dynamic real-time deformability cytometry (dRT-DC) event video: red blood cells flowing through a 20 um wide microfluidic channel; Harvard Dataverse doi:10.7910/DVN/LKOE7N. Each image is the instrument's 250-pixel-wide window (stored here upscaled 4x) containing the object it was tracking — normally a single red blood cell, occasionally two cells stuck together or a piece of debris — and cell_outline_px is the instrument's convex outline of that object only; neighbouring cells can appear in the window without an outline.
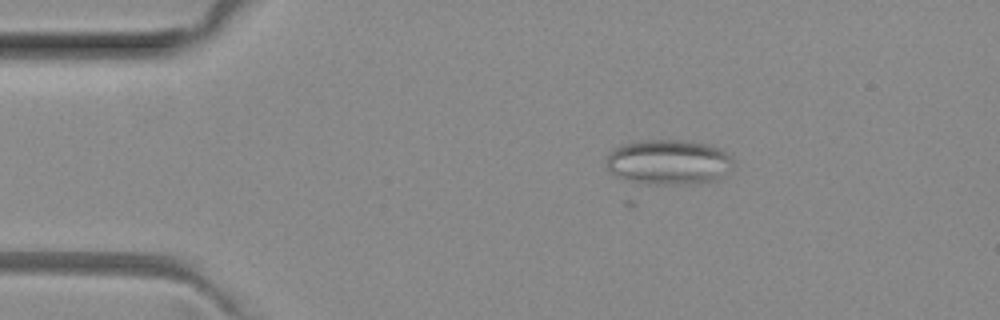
{"species": "common noctule bat (a hibernating species)", "species_latin": "Nyctalus noctula", "temperature_condition": "room temperature", "stored_images_in_passage": 44, "camera_frame_rate_fps": 3000, "um_per_image_px": 0.085, "animal": {"sex": "female", "body_mass_g": 29.2, "forearm_length_mm": 56.3}, "frame": {"image": 1, "passage_image": 2, "time_ms": 0.333, "image_size_px": [1000, 320], "cell_outline_px": [[736, 164], [724, 176], [716, 180], [688, 184], [652, 184], [628, 180], [616, 176], [608, 172], [604, 160], [616, 148], [624, 144], [640, 140], [680, 140], [708, 144], [720, 148]], "centroid_in_image_um": [56.83, 13.78], "position_along_channel_um": 28.2, "area_um2": 33.47}}
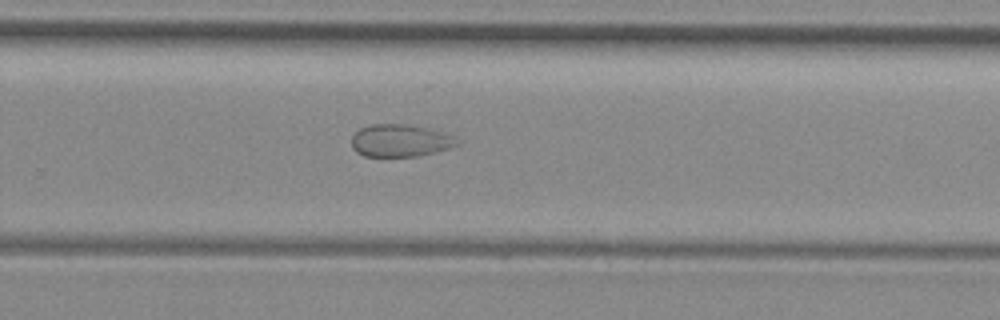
{"frame": {"image": 2, "passage_image": 26, "time_ms": 8.333, "image_size_px": [1000, 320], "cell_outline_px": [[460, 144], [436, 152], [416, 156], [364, 156], [356, 152], [352, 148], [352, 136], [360, 128], [372, 124], [404, 124], [444, 132], [456, 136], [460, 140]], "centroid_in_image_um": [34.04, 11.95], "position_along_channel_um": 295.8, "area_um2": 19.94}}
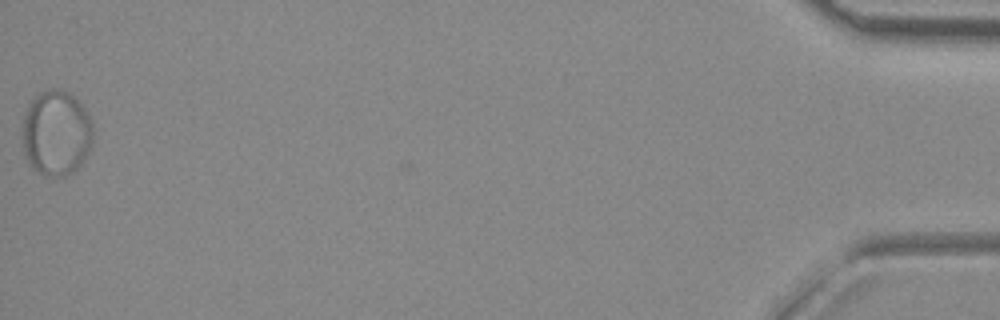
{"frame": {"image": 3, "passage_image": 44, "time_ms": 14.333, "image_size_px": [1000, 320], "cell_outline_px": [[92, 144], [88, 152], [80, 164], [72, 172], [64, 176], [44, 176], [32, 168], [28, 164], [24, 156], [24, 116], [28, 104], [40, 92], [48, 88], [60, 88], [68, 92], [84, 108], [92, 124]], "centroid_in_image_um": [4.77, 11.31], "position_along_channel_um": 430.4, "area_um2": 34.97}}